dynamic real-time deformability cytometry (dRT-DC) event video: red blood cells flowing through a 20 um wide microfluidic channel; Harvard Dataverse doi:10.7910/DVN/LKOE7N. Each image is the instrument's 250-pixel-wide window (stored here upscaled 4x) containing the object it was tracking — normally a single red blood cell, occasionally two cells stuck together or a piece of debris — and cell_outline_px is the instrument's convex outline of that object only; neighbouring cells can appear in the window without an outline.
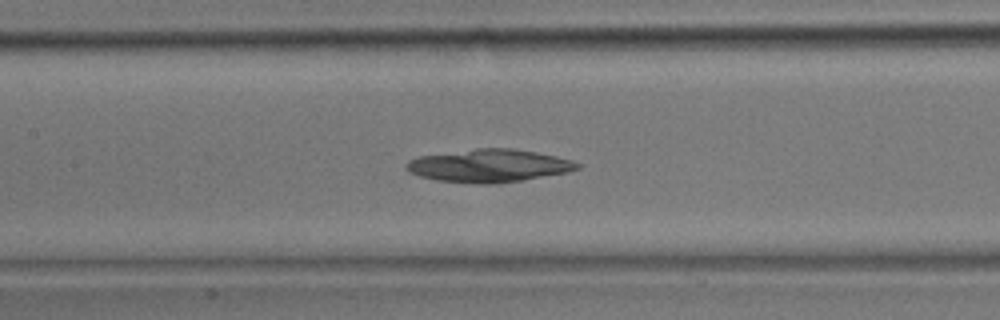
{"species": "common noctule bat (a hibernating species)", "species_latin": "Nyctalus noctula", "temperature_condition": "room temperature", "stored_images_in_passage": 31, "camera_frame_rate_fps": 3000, "um_per_image_px": 0.085, "animal": {"sex": "male", "body_mass_g": 17.9}, "frame": {"image": 1, "passage_image": 15, "time_ms": 4.667, "image_size_px": [1000, 320], "cell_outline_px": [[584, 164], [580, 168], [568, 172], [520, 180], [492, 184], [480, 184], [436, 180], [420, 176], [408, 172], [404, 168], [404, 164], [408, 160], [420, 156], [476, 148], [512, 148], [536, 152], [556, 156], [572, 160]], "centroid_in_image_um": [41.56, 14.08], "position_along_channel_um": 165.8, "area_um2": 32.83}}
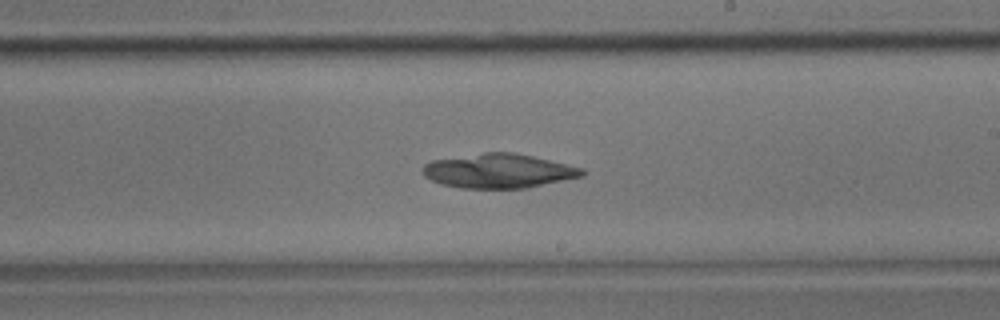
{"frame": {"image": 2, "passage_image": 19, "time_ms": 6.0, "image_size_px": [1000, 320], "cell_outline_px": [[584, 176], [528, 188], [460, 188], [440, 184], [424, 176], [424, 164], [432, 160], [484, 152], [516, 152], [584, 168]], "centroid_in_image_um": [42.4, 14.53], "position_along_channel_um": 246.6, "area_um2": 31.96}}
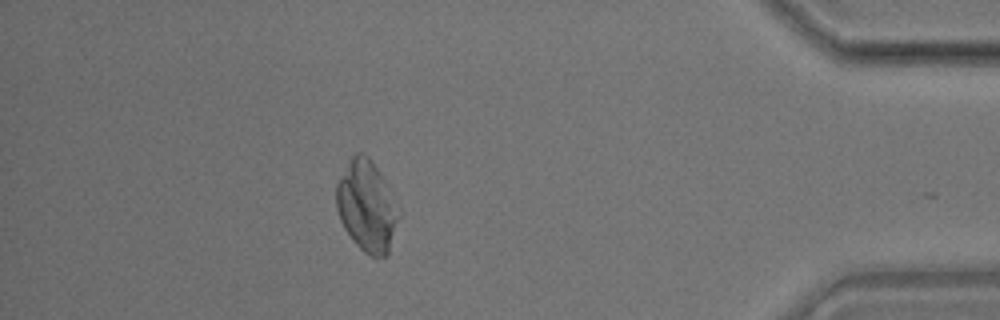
{"frame": {"image": 3, "passage_image": 29, "time_ms": 9.333, "image_size_px": [1000, 320], "cell_outline_px": [[400, 216], [388, 256], [376, 260], [364, 252], [356, 244], [344, 228], [340, 220], [336, 208], [336, 184], [348, 160], [356, 152], [364, 152], [368, 156], [384, 180], [400, 208]], "centroid_in_image_um": [31.19, 17.56], "position_along_channel_um": 404.0, "area_um2": 33.47}}